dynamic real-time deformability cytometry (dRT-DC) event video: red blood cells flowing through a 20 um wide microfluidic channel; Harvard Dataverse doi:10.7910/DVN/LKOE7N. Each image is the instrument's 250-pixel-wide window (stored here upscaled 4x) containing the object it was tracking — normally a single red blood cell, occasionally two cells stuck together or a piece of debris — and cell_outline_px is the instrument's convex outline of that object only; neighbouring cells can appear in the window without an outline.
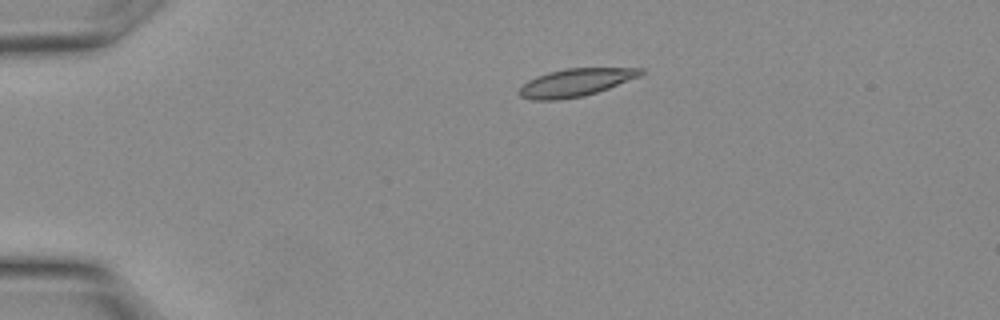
{"species": "Egyptian fruit bat (a non-hibernating species)", "species_latin": "Rousettus aegyptiacus", "temperature_condition": "warm", "stored_images_in_passage": 6, "camera_frame_rate_fps": 3000, "um_per_image_px": 0.085, "animal": {"sex": "female"}, "frame": {"image": 1, "passage_image": 1, "time_ms": 0.0, "image_size_px": [1000, 320], "cell_outline_px": [[644, 72], [640, 76], [608, 88], [584, 96], [556, 100], [532, 100], [520, 96], [520, 88], [528, 80], [536, 76], [548, 72], [564, 68], [644, 68]], "centroid_in_image_um": [48.92, 7.01], "position_along_channel_um": 36.1, "area_um2": 19.54}}
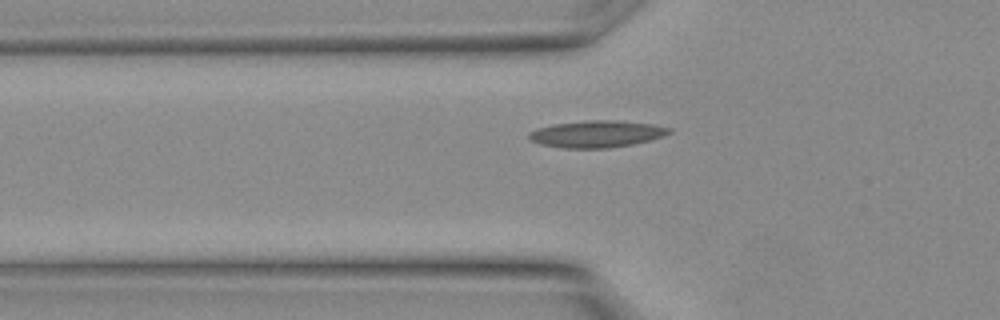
{"frame": {"image": 2, "passage_image": 5, "time_ms": 1.333, "image_size_px": [1000, 320], "cell_outline_px": [[672, 132], [664, 136], [652, 140], [632, 144], [608, 148], [564, 148], [540, 144], [528, 140], [528, 132], [536, 128], [552, 124], [588, 120], [616, 120], [652, 124], [672, 128]], "centroid_in_image_um": [50.71, 11.38], "position_along_channel_um": 75.1, "area_um2": 22.2}}